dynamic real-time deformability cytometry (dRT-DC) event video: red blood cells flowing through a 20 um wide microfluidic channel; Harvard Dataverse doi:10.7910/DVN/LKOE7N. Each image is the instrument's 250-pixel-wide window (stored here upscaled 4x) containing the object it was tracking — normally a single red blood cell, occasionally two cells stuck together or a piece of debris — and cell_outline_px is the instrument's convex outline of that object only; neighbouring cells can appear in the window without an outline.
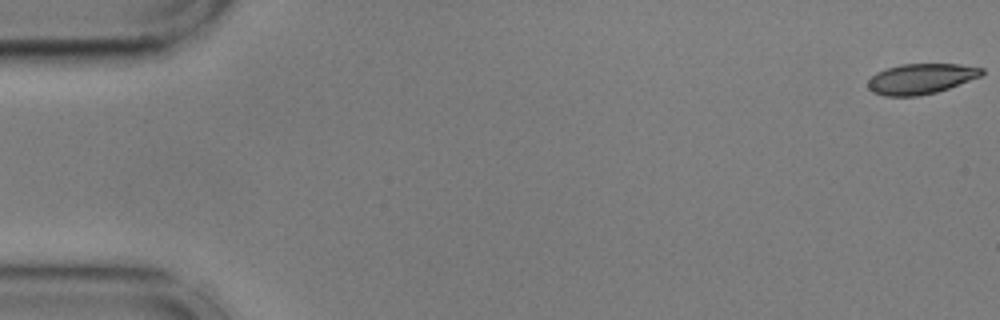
{"species": "common noctule bat (a hibernating species)", "species_latin": "Nyctalus noctula", "temperature_condition": "cold", "stored_images_in_passage": 15, "camera_frame_rate_fps": 3000, "um_per_image_px": 0.085, "animal": {"sex": "male", "body_mass_g": 17.9, "forearm_length_mm": 54.2}, "frame": {"image": 1, "passage_image": 1, "time_ms": 0.0, "image_size_px": [1000, 320], "cell_outline_px": [[984, 72], [980, 76], [948, 88], [936, 92], [920, 96], [884, 96], [872, 92], [868, 88], [868, 80], [876, 72], [900, 64], [960, 64], [984, 68]], "centroid_in_image_um": [78.25, 6.7], "position_along_channel_um": 6.7, "area_um2": 20.11}}
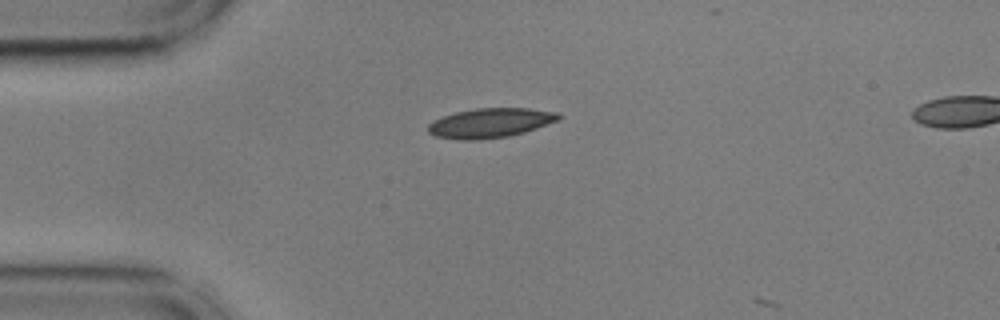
{"frame": {"image": 2, "passage_image": 14, "time_ms": 4.333, "image_size_px": [1000, 320], "cell_outline_px": [[560, 120], [524, 132], [508, 136], [476, 140], [460, 140], [436, 136], [428, 132], [428, 124], [432, 120], [456, 112], [476, 108], [528, 108], [556, 112], [560, 116]], "centroid_in_image_um": [41.66, 10.45], "position_along_channel_um": 43.3, "area_um2": 22.37}}